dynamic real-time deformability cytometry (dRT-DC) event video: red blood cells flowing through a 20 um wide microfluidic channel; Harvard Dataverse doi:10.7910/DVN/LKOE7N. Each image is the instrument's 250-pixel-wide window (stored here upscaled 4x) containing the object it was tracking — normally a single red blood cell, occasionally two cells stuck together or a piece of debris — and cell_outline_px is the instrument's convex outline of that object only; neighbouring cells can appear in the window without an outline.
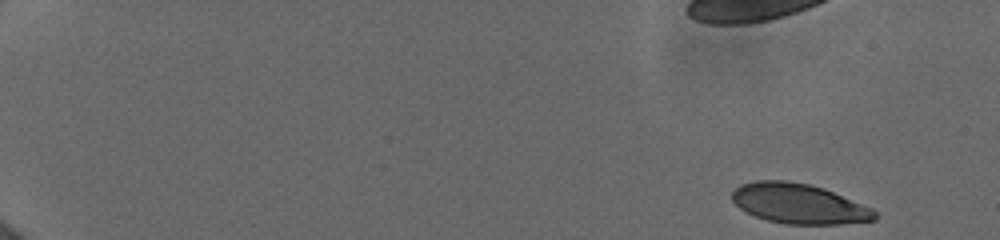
{"species": "human", "species_latin": "Homo sapiens", "temperature_condition": "cold", "stored_images_in_passage": 49, "camera_frame_rate_fps": 3000, "um_per_image_px": 0.085, "donor": {"sex": "female"}, "frame": {"image": 1, "passage_image": 1, "time_ms": 0.0, "image_size_px": [1000, 240], "cell_outline_px": [[876, 220], [840, 224], [784, 224], [768, 220], [756, 216], [740, 208], [732, 200], [732, 192], [740, 184], [756, 180], [788, 180], [808, 184], [824, 188], [872, 208], [876, 212]], "centroid_in_image_um": [67.9, 17.3], "position_along_channel_um": 17.1, "area_um2": 33.18}}
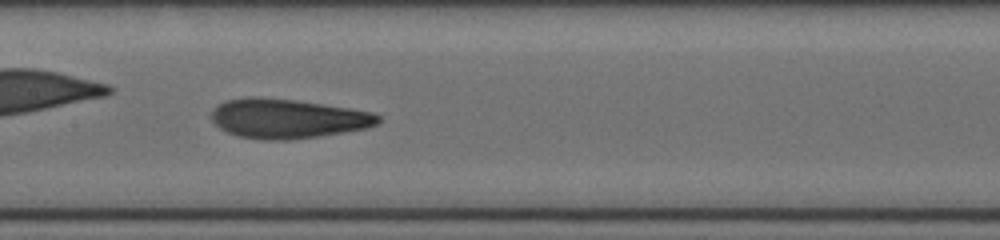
{"frame": {"image": 2, "passage_image": 33, "time_ms": 8.667, "image_size_px": [1000, 240], "cell_outline_px": [[380, 124], [368, 128], [320, 136], [292, 140], [264, 140], [236, 136], [220, 128], [212, 120], [212, 108], [216, 104], [224, 100], [248, 96], [256, 96], [296, 100], [348, 108], [372, 112], [380, 116]], "centroid_in_image_um": [24.42, 10.07], "position_along_channel_um": 183.0, "area_um2": 38.73}}
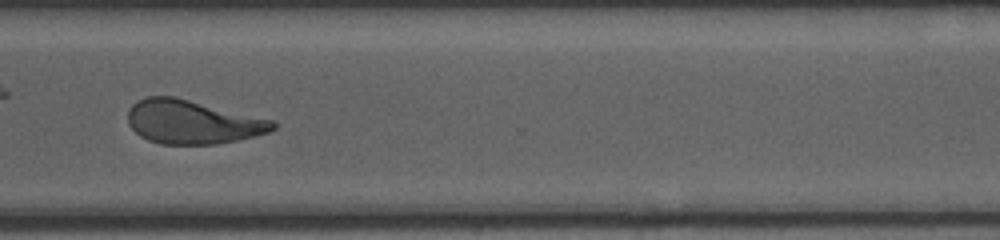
{"frame": {"image": 3, "passage_image": 41, "time_ms": 13.0, "image_size_px": [1000, 240], "cell_outline_px": [[276, 128], [268, 132], [240, 140], [216, 144], [160, 144], [148, 140], [140, 136], [128, 124], [128, 108], [132, 104], [148, 96], [176, 96], [272, 120], [276, 124]], "centroid_in_image_um": [16.34, 10.37], "position_along_channel_um": 354.3, "area_um2": 36.99}}